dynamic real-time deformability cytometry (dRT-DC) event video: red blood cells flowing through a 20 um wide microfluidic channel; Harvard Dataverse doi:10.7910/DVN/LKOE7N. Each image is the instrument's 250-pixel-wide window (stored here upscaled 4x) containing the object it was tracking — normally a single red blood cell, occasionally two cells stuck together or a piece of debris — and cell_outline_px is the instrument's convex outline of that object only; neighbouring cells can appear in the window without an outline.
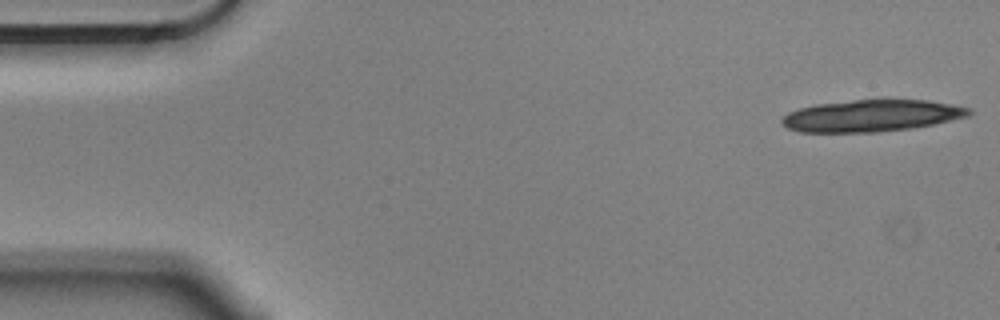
{"species": "Egyptian fruit bat (a non-hibernating species)", "species_latin": "Rousettus aegyptiacus", "temperature_condition": "cold", "stored_images_in_passage": 21, "camera_frame_rate_fps": 3000, "um_per_image_px": 0.085, "animal": {"sex": "male"}, "frame": {"image": 1, "passage_image": 1, "time_ms": 0.0, "image_size_px": [1000, 320], "cell_outline_px": [[972, 112], [968, 116], [932, 124], [912, 128], [876, 132], [800, 132], [788, 128], [780, 120], [788, 112], [800, 108], [816, 104], [884, 96], [928, 100], [952, 104], [972, 108]], "centroid_in_image_um": [74.13, 9.79], "position_along_channel_um": 10.9, "area_um2": 35.66}}